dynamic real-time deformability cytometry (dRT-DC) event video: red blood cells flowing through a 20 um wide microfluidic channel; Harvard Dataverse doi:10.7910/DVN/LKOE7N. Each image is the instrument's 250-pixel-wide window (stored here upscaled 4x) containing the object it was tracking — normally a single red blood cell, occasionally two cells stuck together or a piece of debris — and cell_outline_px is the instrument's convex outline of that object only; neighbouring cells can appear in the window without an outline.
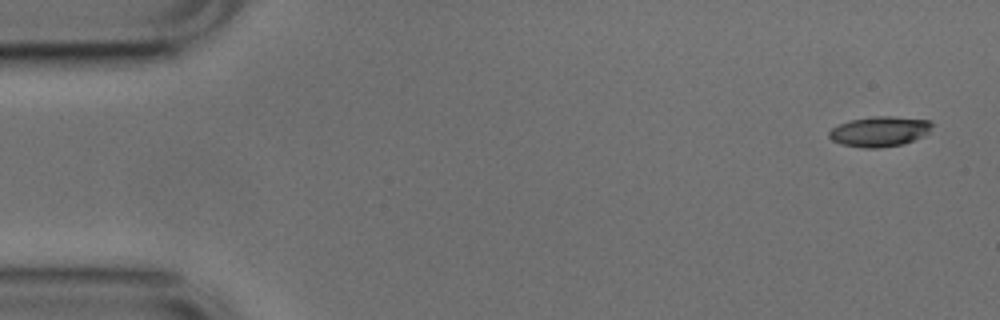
{"species": "common noctule bat (a hibernating species)", "species_latin": "Nyctalus noctula", "temperature_condition": "cold", "stored_images_in_passage": 4, "camera_frame_rate_fps": 3000, "um_per_image_px": 0.085, "animal": {"sex": "male", "body_mass_g": 17.9, "forearm_length_mm": 54.2}, "frame": {"image": 1, "passage_image": 1, "time_ms": 0.0, "image_size_px": [1000, 320], "cell_outline_px": [[932, 124], [928, 132], [924, 136], [904, 144], [876, 148], [864, 148], [840, 144], [832, 140], [828, 136], [828, 132], [832, 128], [840, 124], [852, 120], [872, 116], [892, 116], [932, 120]], "centroid_in_image_um": [74.77, 11.17], "position_along_channel_um": 10.2, "area_um2": 18.15}}
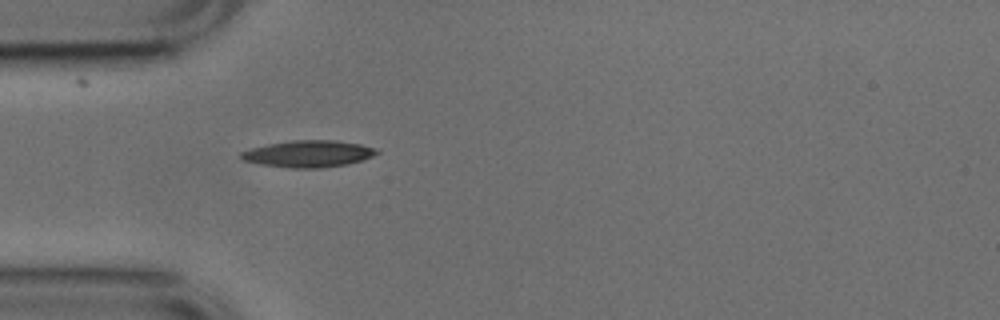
{"frame": {"image": 2, "passage_image": 4, "time_ms": 1.0, "image_size_px": [1000, 320], "cell_outline_px": [[380, 152], [372, 156], [360, 160], [344, 164], [320, 168], [292, 168], [260, 164], [244, 160], [240, 156], [240, 152], [252, 148], [268, 144], [292, 140], [336, 140], [360, 144], [376, 148]], "centroid_in_image_um": [26.21, 13.06], "position_along_channel_um": 58.8, "area_um2": 20.92}}